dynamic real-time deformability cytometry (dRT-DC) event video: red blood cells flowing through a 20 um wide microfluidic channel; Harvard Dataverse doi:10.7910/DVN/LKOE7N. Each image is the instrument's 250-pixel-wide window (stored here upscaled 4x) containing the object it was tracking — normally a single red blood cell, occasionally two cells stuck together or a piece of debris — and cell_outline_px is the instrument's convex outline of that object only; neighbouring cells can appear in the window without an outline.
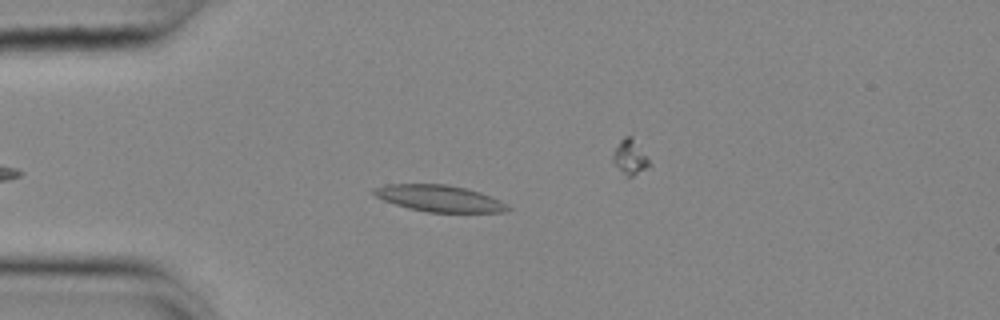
{"species": "common noctule bat (a hibernating species)", "species_latin": "Nyctalus noctula", "temperature_condition": "cold", "stored_images_in_passage": 37, "camera_frame_rate_fps": 3000, "um_per_image_px": 0.085, "animal": {"sex": "female", "body_mass_g": 25.1}, "frame": {"image": 1, "passage_image": 1, "time_ms": 0.0, "image_size_px": [1000, 320], "cell_outline_px": [[512, 208], [504, 212], [428, 212], [408, 208], [384, 200], [376, 196], [372, 192], [372, 188], [388, 184], [448, 184], [468, 188], [480, 192], [500, 200], [508, 204]], "centroid_in_image_um": [37.37, 16.85], "position_along_channel_um": 47.6, "area_um2": 20.75}}
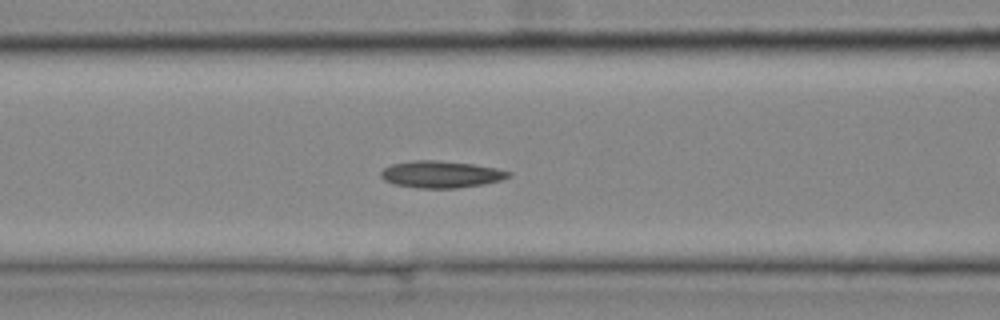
{"frame": {"image": 2, "passage_image": 9, "time_ms": 2.667, "image_size_px": [1000, 320], "cell_outline_px": [[512, 176], [500, 180], [484, 184], [456, 188], [420, 188], [396, 184], [384, 180], [380, 176], [380, 172], [384, 168], [392, 164], [412, 160], [436, 160], [472, 164], [496, 168], [512, 172]], "centroid_in_image_um": [37.5, 14.81], "position_along_channel_um": 129.1, "area_um2": 19.94}}
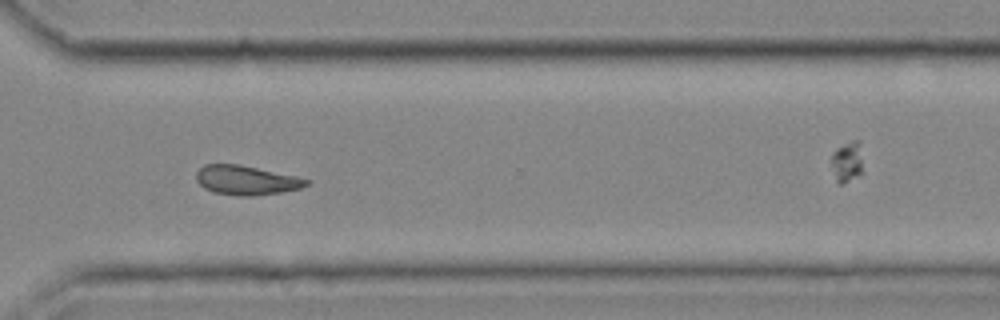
{"frame": {"image": 3, "passage_image": 27, "time_ms": 8.667, "image_size_px": [1000, 320], "cell_outline_px": [[312, 180], [308, 184], [300, 188], [280, 192], [252, 196], [240, 196], [212, 192], [204, 188], [196, 180], [196, 172], [204, 164], [240, 164], [296, 176]], "centroid_in_image_um": [20.92, 15.31], "position_along_channel_um": 349.7, "area_um2": 18.84}, "authors_computed_cell_mechanics": {"area_um2": 18.9006, "velocity_mm_per_s": 3.6676, "shape_relaxation_time_tau1_ms": null, "shape_relaxation_time_tau2_ms": 9.4845, "deformation_change_tau1": null, "deformation_change_tau2": 0.1692}}